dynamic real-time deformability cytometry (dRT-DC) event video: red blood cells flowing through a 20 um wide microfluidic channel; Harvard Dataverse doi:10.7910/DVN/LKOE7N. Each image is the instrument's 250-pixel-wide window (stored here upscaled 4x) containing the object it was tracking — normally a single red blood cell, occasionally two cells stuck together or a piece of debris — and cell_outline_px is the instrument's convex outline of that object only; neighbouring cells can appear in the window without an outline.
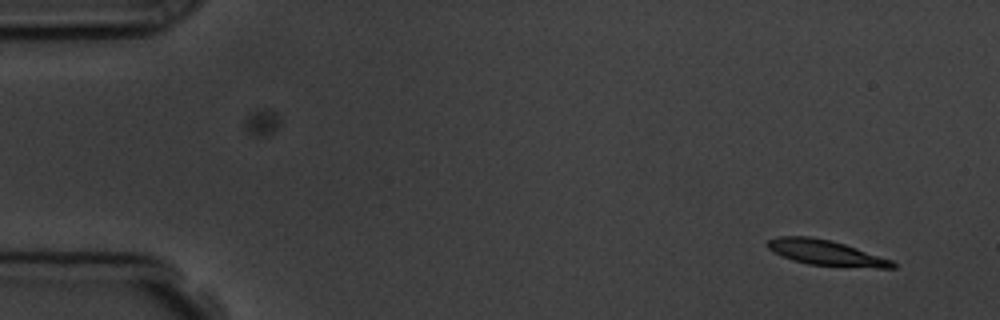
{"species": "common noctule bat (a hibernating species)", "species_latin": "Nyctalus noctula", "temperature_condition": "room temperature", "stored_images_in_passage": 3, "camera_frame_rate_fps": 3000, "um_per_image_px": 0.085, "animal": {"sex": "male", "body_mass_g": 19.5, "forearm_length_mm": 54.6}, "frame": {"image": 1, "passage_image": 3, "time_ms": 3.333, "image_size_px": [1000, 320], "cell_outline_px": [[896, 268], [876, 268], [808, 264], [792, 260], [780, 256], [772, 252], [764, 244], [768, 240], [776, 236], [808, 236], [832, 240], [892, 260], [896, 264]], "centroid_in_image_um": [70.14, 21.47], "position_along_channel_um": 14.9, "area_um2": 18.55}}